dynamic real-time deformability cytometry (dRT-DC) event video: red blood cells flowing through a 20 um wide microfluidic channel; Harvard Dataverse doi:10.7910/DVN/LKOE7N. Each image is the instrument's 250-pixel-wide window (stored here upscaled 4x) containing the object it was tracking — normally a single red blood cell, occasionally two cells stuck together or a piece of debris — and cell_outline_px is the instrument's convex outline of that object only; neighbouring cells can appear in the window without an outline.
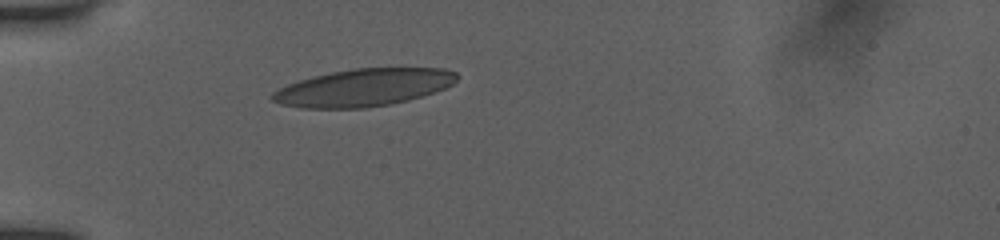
{"species": "human", "species_latin": "Homo sapiens", "temperature_condition": "room temperature", "stored_images_in_passage": 33, "camera_frame_rate_fps": 3000, "um_per_image_px": 0.085, "donor": {"sex": "female"}, "frame": {"image": 1, "passage_image": 1, "time_ms": 0.0, "image_size_px": [1000, 240], "cell_outline_px": [[460, 76], [452, 84], [444, 88], [408, 100], [388, 104], [364, 108], [300, 108], [280, 104], [272, 100], [268, 96], [272, 92], [288, 84], [300, 80], [332, 72], [352, 68], [444, 68], [456, 72]], "centroid_in_image_um": [30.88, 7.44], "position_along_channel_um": 54.1, "area_um2": 40.06}}
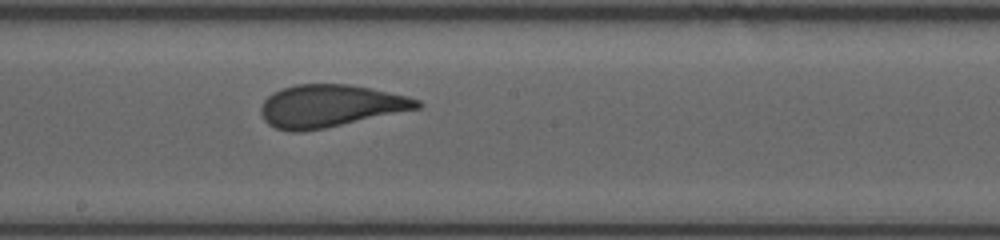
{"frame": {"image": 2, "passage_image": 15, "time_ms": 4.667, "image_size_px": [1000, 240], "cell_outline_px": [[424, 104], [420, 108], [324, 128], [300, 132], [292, 132], [276, 128], [268, 124], [264, 120], [260, 112], [260, 108], [264, 100], [272, 92], [296, 84], [348, 84], [372, 88], [408, 96], [420, 100]], "centroid_in_image_um": [28.06, 9.0], "position_along_channel_um": 220.1, "area_um2": 38.61}}
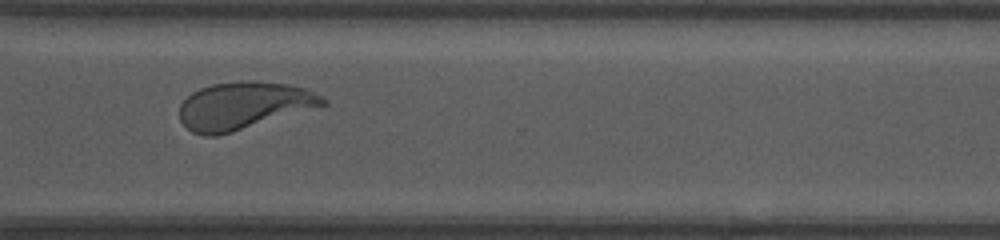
{"frame": {"image": 3, "passage_image": 25, "time_ms": 8.0, "image_size_px": [1000, 240], "cell_outline_px": [[328, 104], [232, 132], [216, 136], [204, 136], [192, 132], [180, 120], [180, 104], [192, 92], [200, 88], [212, 84], [240, 80], [256, 80], [288, 84], [304, 88], [328, 100]], "centroid_in_image_um": [20.69, 8.97], "position_along_channel_um": 349.9, "area_um2": 39.48}, "authors_computed_cell_mechanics": {"area_um2": 39.4774, "velocity_mm_per_s": 3.9139, "shape_relaxation_time_tau1_ms": 5.692, "shape_relaxation_time_tau2_ms": null, "deformation_change_tau1": 0.194, "deformation_change_tau2": null}}